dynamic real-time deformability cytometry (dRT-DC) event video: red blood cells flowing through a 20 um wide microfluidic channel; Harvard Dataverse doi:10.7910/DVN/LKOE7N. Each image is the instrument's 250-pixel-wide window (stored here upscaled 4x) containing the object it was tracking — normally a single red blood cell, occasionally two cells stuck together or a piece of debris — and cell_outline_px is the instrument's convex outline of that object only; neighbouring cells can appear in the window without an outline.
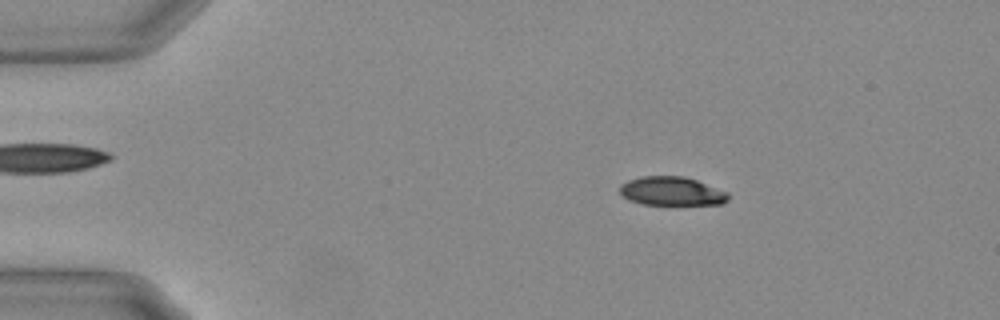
{"species": "Egyptian fruit bat (a non-hibernating species)", "species_latin": "Rousettus aegyptiacus", "temperature_condition": "warm", "stored_images_in_passage": 56, "camera_frame_rate_fps": 3000, "um_per_image_px": 0.085, "animal": {"sex": "female"}, "frame": {"image": 1, "passage_image": 10, "time_ms": 3.0, "image_size_px": [1000, 320], "cell_outline_px": [[728, 200], [724, 204], [644, 204], [628, 200], [620, 196], [620, 184], [628, 180], [644, 176], [684, 176], [696, 180], [728, 192]], "centroid_in_image_um": [57.07, 16.25], "position_along_channel_um": 27.9, "area_um2": 18.15}}
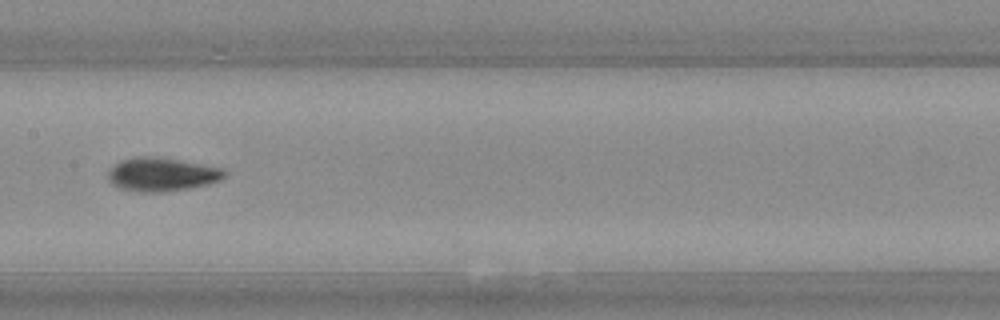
{"frame": {"image": 2, "passage_image": 29, "time_ms": 9.333, "image_size_px": [1000, 320], "cell_outline_px": [[224, 176], [220, 180], [208, 184], [188, 188], [164, 192], [144, 192], [120, 188], [112, 184], [108, 180], [108, 168], [120, 160], [132, 156], [156, 156], [180, 160], [220, 168], [224, 172]], "centroid_in_image_um": [13.67, 14.81], "position_along_channel_um": 193.7, "area_um2": 22.77}}
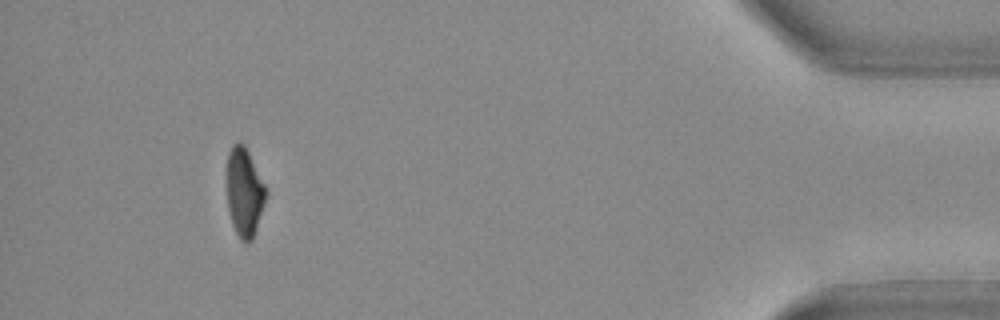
{"frame": {"image": 3, "passage_image": 52, "time_ms": 17.0, "image_size_px": [1000, 320], "cell_outline_px": [[268, 192], [252, 240], [248, 244], [244, 244], [240, 240], [232, 224], [228, 208], [228, 152], [232, 144], [244, 144]], "centroid_in_image_um": [20.78, 16.39], "position_along_channel_um": 414.4, "area_um2": 19.77}, "authors_computed_cell_mechanics": {"area_um2": 20.808, "velocity_mm_per_s": 3.7042, "shape_relaxation_time_tau1_ms": 4.0371, "shape_relaxation_time_tau2_ms": 2.5952, "deformation_change_tau1": 0.1595, "deformation_change_tau2": 0.0775}}